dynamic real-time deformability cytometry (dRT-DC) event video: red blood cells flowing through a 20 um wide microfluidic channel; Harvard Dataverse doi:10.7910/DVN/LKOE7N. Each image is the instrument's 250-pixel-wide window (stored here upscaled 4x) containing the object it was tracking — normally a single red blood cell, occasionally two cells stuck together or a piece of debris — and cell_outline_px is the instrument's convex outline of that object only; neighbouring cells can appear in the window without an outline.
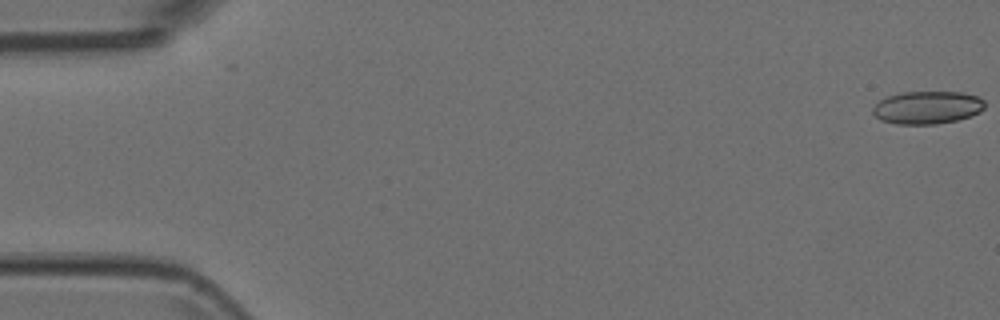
{"species": "Egyptian fruit bat (a non-hibernating species)", "species_latin": "Rousettus aegyptiacus", "temperature_condition": "room temperature", "stored_images_in_passage": 6, "camera_frame_rate_fps": 3000, "um_per_image_px": 0.085, "animal": {"sex": "female"}, "frame": {"image": 1, "passage_image": 1, "time_ms": 0.0, "image_size_px": [1000, 320], "cell_outline_px": [[984, 108], [980, 112], [972, 116], [956, 120], [936, 124], [896, 124], [880, 120], [872, 112], [872, 108], [880, 100], [888, 96], [900, 92], [964, 92], [976, 96], [984, 100]], "centroid_in_image_um": [78.82, 9.14], "position_along_channel_um": 6.2, "area_um2": 21.5}}
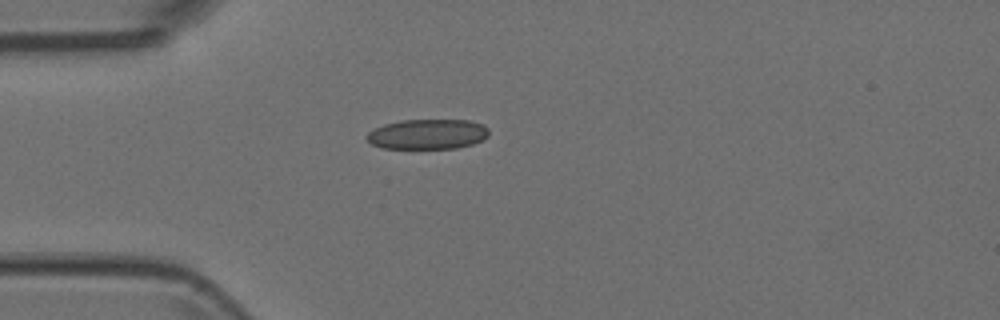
{"frame": {"image": 2, "passage_image": 5, "time_ms": 1.333, "image_size_px": [1000, 320], "cell_outline_px": [[488, 136], [484, 140], [472, 144], [456, 148], [384, 148], [372, 144], [364, 136], [368, 132], [384, 124], [404, 120], [468, 120], [484, 124], [488, 128]], "centroid_in_image_um": [36.37, 11.4], "position_along_channel_um": 48.6, "area_um2": 21.39}}